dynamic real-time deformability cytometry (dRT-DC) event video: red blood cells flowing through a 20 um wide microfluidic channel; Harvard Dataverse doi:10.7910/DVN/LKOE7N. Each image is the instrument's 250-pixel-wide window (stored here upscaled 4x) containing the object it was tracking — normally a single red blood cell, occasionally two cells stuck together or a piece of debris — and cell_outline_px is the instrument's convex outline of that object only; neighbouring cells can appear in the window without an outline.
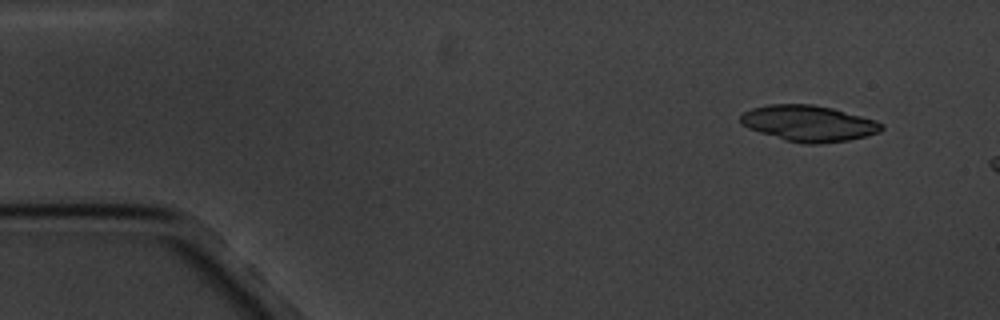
{"species": "common noctule bat (a hibernating species)", "species_latin": "Nyctalus noctula", "temperature_condition": "cold", "stored_images_in_passage": 4, "camera_frame_rate_fps": 3000, "um_per_image_px": 0.085, "animal": {"sex": "male", "body_mass_g": 20.1, "forearm_length_mm": 53.5}, "frame": {"image": 1, "passage_image": 2, "time_ms": 1.333, "image_size_px": [1000, 320], "cell_outline_px": [[884, 128], [880, 132], [848, 140], [820, 144], [808, 144], [784, 140], [748, 128], [740, 124], [740, 116], [744, 112], [752, 108], [768, 104], [812, 104], [832, 108], [876, 120], [884, 124]], "centroid_in_image_um": [68.73, 10.48], "position_along_channel_um": 16.3, "area_um2": 29.59}}